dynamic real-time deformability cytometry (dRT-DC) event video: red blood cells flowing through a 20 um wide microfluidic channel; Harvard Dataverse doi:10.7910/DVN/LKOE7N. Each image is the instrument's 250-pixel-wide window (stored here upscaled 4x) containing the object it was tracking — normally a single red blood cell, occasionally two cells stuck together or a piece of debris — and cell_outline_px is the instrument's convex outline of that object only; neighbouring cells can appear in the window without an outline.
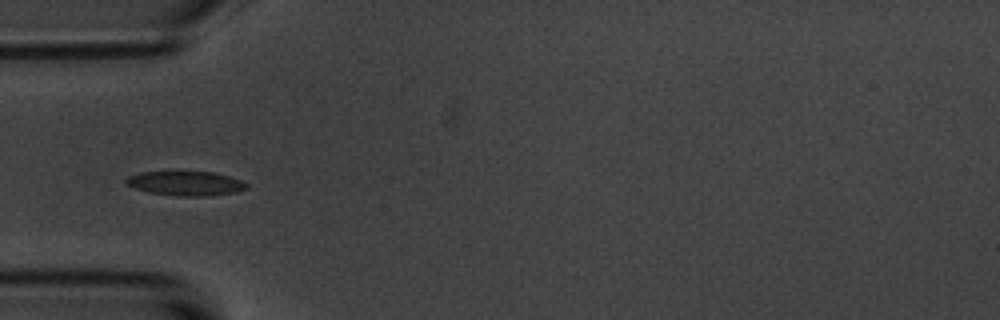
{"species": "common noctule bat (a hibernating species)", "species_latin": "Nyctalus noctula", "temperature_condition": "room temperature", "stored_images_in_passage": 15, "camera_frame_rate_fps": 3000, "um_per_image_px": 0.085, "animal": {"sex": "male", "body_mass_g": 20.1, "forearm_length_mm": 53.5}, "frame": {"image": 1, "passage_image": 5, "time_ms": 5.333, "image_size_px": [1000, 320], "cell_outline_px": [[248, 188], [236, 192], [204, 196], [176, 196], [148, 192], [124, 184], [124, 180], [128, 176], [140, 172], [212, 172], [228, 176], [240, 180], [248, 184]], "centroid_in_image_um": [15.75, 15.59], "position_along_channel_um": 69.2, "area_um2": 17.05}}
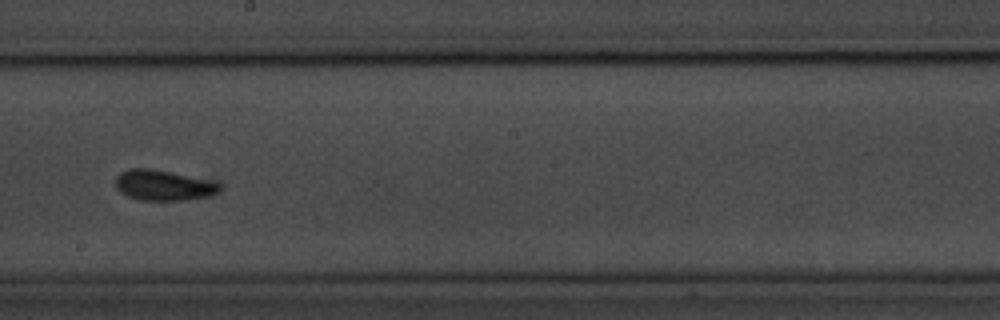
{"frame": {"image": 2, "passage_image": 9, "time_ms": 10.0, "image_size_px": [1000, 320], "cell_outline_px": [[220, 188], [216, 192], [208, 196], [184, 200], [140, 200], [128, 196], [120, 192], [116, 188], [116, 176], [120, 172], [128, 168], [148, 168], [172, 172], [220, 184]], "centroid_in_image_um": [13.8, 15.74], "position_along_channel_um": 234.4, "area_um2": 18.15}}
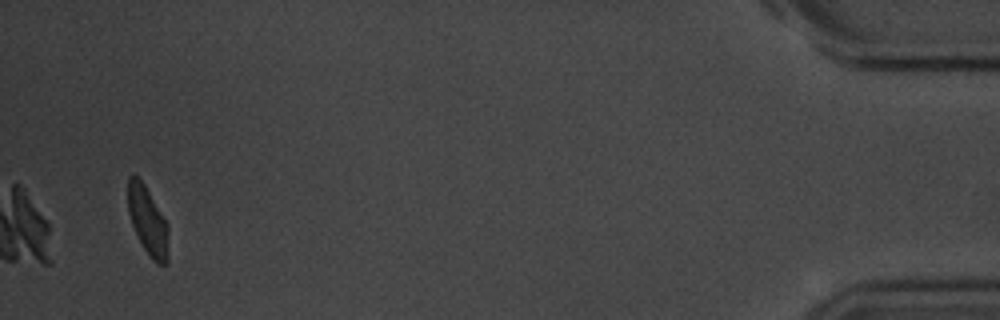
{"frame": {"image": 3, "passage_image": 15, "time_ms": 17.667, "image_size_px": [1000, 320], "cell_outline_px": [[168, 264], [156, 264], [152, 260], [144, 248], [132, 224], [128, 212], [128, 176], [136, 176], [144, 184], [168, 224]], "centroid_in_image_um": [12.58, 18.81], "position_along_channel_um": 422.6, "area_um2": 15.95}, "authors_computed_cell_mechanics": {"area_um2": 18.1492, "velocity_mm_per_s": 3.5164, "shape_relaxation_time_tau1_ms": 1.5778, "shape_relaxation_time_tau2_ms": null, "deformation_change_tau1": 0.0561, "deformation_change_tau2": null}}